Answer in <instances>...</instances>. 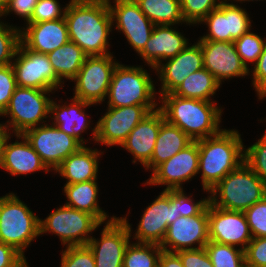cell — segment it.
<instances>
[{"instance_id":"6da1fadb","label":"cell","mask_w":266,"mask_h":267,"mask_svg":"<svg viewBox=\"0 0 266 267\" xmlns=\"http://www.w3.org/2000/svg\"><path fill=\"white\" fill-rule=\"evenodd\" d=\"M64 18L69 40L88 56H104L108 51V35L112 30V15L107 0H71Z\"/></svg>"},{"instance_id":"7a4b0ae2","label":"cell","mask_w":266,"mask_h":267,"mask_svg":"<svg viewBox=\"0 0 266 267\" xmlns=\"http://www.w3.org/2000/svg\"><path fill=\"white\" fill-rule=\"evenodd\" d=\"M237 130L222 129L218 134L196 140L199 169L204 191H209L244 162L245 149Z\"/></svg>"},{"instance_id":"3957f363","label":"cell","mask_w":266,"mask_h":267,"mask_svg":"<svg viewBox=\"0 0 266 267\" xmlns=\"http://www.w3.org/2000/svg\"><path fill=\"white\" fill-rule=\"evenodd\" d=\"M162 111L165 120L180 128L193 141L218 134L222 109L215 101L182 98L168 93L160 95ZM213 102V103H212Z\"/></svg>"},{"instance_id":"277c9868","label":"cell","mask_w":266,"mask_h":267,"mask_svg":"<svg viewBox=\"0 0 266 267\" xmlns=\"http://www.w3.org/2000/svg\"><path fill=\"white\" fill-rule=\"evenodd\" d=\"M208 192L215 207L244 212L266 196V185L244 161Z\"/></svg>"},{"instance_id":"5b68a950","label":"cell","mask_w":266,"mask_h":267,"mask_svg":"<svg viewBox=\"0 0 266 267\" xmlns=\"http://www.w3.org/2000/svg\"><path fill=\"white\" fill-rule=\"evenodd\" d=\"M39 220L14 193L0 197V242L23 256L24 249L40 236Z\"/></svg>"},{"instance_id":"8992f818","label":"cell","mask_w":266,"mask_h":267,"mask_svg":"<svg viewBox=\"0 0 266 267\" xmlns=\"http://www.w3.org/2000/svg\"><path fill=\"white\" fill-rule=\"evenodd\" d=\"M155 87L149 73L142 67L117 64L108 90V107L157 105Z\"/></svg>"},{"instance_id":"52a82bcc","label":"cell","mask_w":266,"mask_h":267,"mask_svg":"<svg viewBox=\"0 0 266 267\" xmlns=\"http://www.w3.org/2000/svg\"><path fill=\"white\" fill-rule=\"evenodd\" d=\"M50 92L52 91L17 86L7 108L0 115H9L11 120L6 122L8 124L2 125L8 130L13 129L12 131L16 135L40 126V122L45 123L46 121L43 119L50 115L52 100L46 96Z\"/></svg>"},{"instance_id":"ba28073f","label":"cell","mask_w":266,"mask_h":267,"mask_svg":"<svg viewBox=\"0 0 266 267\" xmlns=\"http://www.w3.org/2000/svg\"><path fill=\"white\" fill-rule=\"evenodd\" d=\"M101 223L91 214L63 205L44 220H39L40 235L56 234L66 246H85L92 238L88 234ZM67 243V244H66Z\"/></svg>"},{"instance_id":"9c48e42d","label":"cell","mask_w":266,"mask_h":267,"mask_svg":"<svg viewBox=\"0 0 266 267\" xmlns=\"http://www.w3.org/2000/svg\"><path fill=\"white\" fill-rule=\"evenodd\" d=\"M179 217L178 190H163L143 212L134 239L160 245L168 226Z\"/></svg>"},{"instance_id":"30bf717a","label":"cell","mask_w":266,"mask_h":267,"mask_svg":"<svg viewBox=\"0 0 266 267\" xmlns=\"http://www.w3.org/2000/svg\"><path fill=\"white\" fill-rule=\"evenodd\" d=\"M15 57L11 65L17 86L51 91L63 88L47 54L32 51L20 42Z\"/></svg>"},{"instance_id":"8fae6325","label":"cell","mask_w":266,"mask_h":267,"mask_svg":"<svg viewBox=\"0 0 266 267\" xmlns=\"http://www.w3.org/2000/svg\"><path fill=\"white\" fill-rule=\"evenodd\" d=\"M113 60L111 54L88 56L72 80L76 82L73 97L91 104L105 101L114 68L118 64Z\"/></svg>"},{"instance_id":"7c38bea8","label":"cell","mask_w":266,"mask_h":267,"mask_svg":"<svg viewBox=\"0 0 266 267\" xmlns=\"http://www.w3.org/2000/svg\"><path fill=\"white\" fill-rule=\"evenodd\" d=\"M157 105H133L108 107L106 114L93 128L94 141L106 146L120 145L126 140L136 125Z\"/></svg>"},{"instance_id":"4fadbf2b","label":"cell","mask_w":266,"mask_h":267,"mask_svg":"<svg viewBox=\"0 0 266 267\" xmlns=\"http://www.w3.org/2000/svg\"><path fill=\"white\" fill-rule=\"evenodd\" d=\"M23 135L49 170H55L69 155L83 146L77 139L54 125L33 127Z\"/></svg>"},{"instance_id":"5bb4252c","label":"cell","mask_w":266,"mask_h":267,"mask_svg":"<svg viewBox=\"0 0 266 267\" xmlns=\"http://www.w3.org/2000/svg\"><path fill=\"white\" fill-rule=\"evenodd\" d=\"M106 222L100 240L92 237L86 246L92 251L96 267H123L125 250L130 243L131 225L126 216H113Z\"/></svg>"},{"instance_id":"9a60e30c","label":"cell","mask_w":266,"mask_h":267,"mask_svg":"<svg viewBox=\"0 0 266 267\" xmlns=\"http://www.w3.org/2000/svg\"><path fill=\"white\" fill-rule=\"evenodd\" d=\"M199 169V147L192 141L180 152L158 165L145 184L166 185L165 190H181L183 182L189 181Z\"/></svg>"},{"instance_id":"2e32d148","label":"cell","mask_w":266,"mask_h":267,"mask_svg":"<svg viewBox=\"0 0 266 267\" xmlns=\"http://www.w3.org/2000/svg\"><path fill=\"white\" fill-rule=\"evenodd\" d=\"M208 241L209 229L207 205L196 216H179L168 226L165 237L159 246L164 251L176 253L181 250L204 248ZM196 243L198 246L192 247Z\"/></svg>"},{"instance_id":"e0dca14e","label":"cell","mask_w":266,"mask_h":267,"mask_svg":"<svg viewBox=\"0 0 266 267\" xmlns=\"http://www.w3.org/2000/svg\"><path fill=\"white\" fill-rule=\"evenodd\" d=\"M221 2L219 7L211 11L202 21L208 26L207 33L200 40L234 42L250 31L251 22L246 10L240 6Z\"/></svg>"},{"instance_id":"ac0fdd59","label":"cell","mask_w":266,"mask_h":267,"mask_svg":"<svg viewBox=\"0 0 266 267\" xmlns=\"http://www.w3.org/2000/svg\"><path fill=\"white\" fill-rule=\"evenodd\" d=\"M209 240L245 250L252 234L244 212L224 210L208 203Z\"/></svg>"},{"instance_id":"d6986e66","label":"cell","mask_w":266,"mask_h":267,"mask_svg":"<svg viewBox=\"0 0 266 267\" xmlns=\"http://www.w3.org/2000/svg\"><path fill=\"white\" fill-rule=\"evenodd\" d=\"M108 5L112 15V21H116V28L124 33L129 44L134 50L140 54L146 46L154 24L141 11L139 5L135 1L114 0Z\"/></svg>"},{"instance_id":"ffe728a7","label":"cell","mask_w":266,"mask_h":267,"mask_svg":"<svg viewBox=\"0 0 266 267\" xmlns=\"http://www.w3.org/2000/svg\"><path fill=\"white\" fill-rule=\"evenodd\" d=\"M203 52L204 68L222 84V80L243 77L250 70L243 64L233 42L198 40Z\"/></svg>"},{"instance_id":"44dd1931","label":"cell","mask_w":266,"mask_h":267,"mask_svg":"<svg viewBox=\"0 0 266 267\" xmlns=\"http://www.w3.org/2000/svg\"><path fill=\"white\" fill-rule=\"evenodd\" d=\"M166 61L155 68L162 83L161 95L173 93L190 74L204 68L203 52L198 43L188 45Z\"/></svg>"},{"instance_id":"7402d4cb","label":"cell","mask_w":266,"mask_h":267,"mask_svg":"<svg viewBox=\"0 0 266 267\" xmlns=\"http://www.w3.org/2000/svg\"><path fill=\"white\" fill-rule=\"evenodd\" d=\"M164 121V115L159 108L151 111L136 125L121 144V147L134 156L133 163L138 160L145 166L151 160L160 126Z\"/></svg>"},{"instance_id":"603a6c76","label":"cell","mask_w":266,"mask_h":267,"mask_svg":"<svg viewBox=\"0 0 266 267\" xmlns=\"http://www.w3.org/2000/svg\"><path fill=\"white\" fill-rule=\"evenodd\" d=\"M21 30V42L30 50L48 54L69 41L65 18L27 24Z\"/></svg>"},{"instance_id":"cb8c5ba5","label":"cell","mask_w":266,"mask_h":267,"mask_svg":"<svg viewBox=\"0 0 266 267\" xmlns=\"http://www.w3.org/2000/svg\"><path fill=\"white\" fill-rule=\"evenodd\" d=\"M172 28L173 25H155L145 48L139 54L153 69L188 46L187 39Z\"/></svg>"},{"instance_id":"d4e9b609","label":"cell","mask_w":266,"mask_h":267,"mask_svg":"<svg viewBox=\"0 0 266 267\" xmlns=\"http://www.w3.org/2000/svg\"><path fill=\"white\" fill-rule=\"evenodd\" d=\"M17 139L22 138L14 143L8 144L10 137L7 139L4 146L3 165L2 168L9 172L11 175H24L35 171L49 169L42 162L40 156L32 148L29 141L23 134H16Z\"/></svg>"},{"instance_id":"484cf974","label":"cell","mask_w":266,"mask_h":267,"mask_svg":"<svg viewBox=\"0 0 266 267\" xmlns=\"http://www.w3.org/2000/svg\"><path fill=\"white\" fill-rule=\"evenodd\" d=\"M97 149L82 146L69 155L54 171L67 179L66 184L97 180L98 157Z\"/></svg>"},{"instance_id":"4316f807","label":"cell","mask_w":266,"mask_h":267,"mask_svg":"<svg viewBox=\"0 0 266 267\" xmlns=\"http://www.w3.org/2000/svg\"><path fill=\"white\" fill-rule=\"evenodd\" d=\"M94 105L91 103H87L80 99L72 98V103L69 105H61L57 104L52 100L50 104V114L54 119L52 123L54 126L58 127L61 131L69 134L70 136L77 139L82 145L85 146V141L83 137H81V133H83L90 126V120H86L87 117L85 114L84 108ZM55 114V116H53Z\"/></svg>"},{"instance_id":"83f0119b","label":"cell","mask_w":266,"mask_h":267,"mask_svg":"<svg viewBox=\"0 0 266 267\" xmlns=\"http://www.w3.org/2000/svg\"><path fill=\"white\" fill-rule=\"evenodd\" d=\"M192 141L180 128L165 120L160 126L154 152L151 160L144 166L145 169L154 170L158 165L180 152Z\"/></svg>"},{"instance_id":"f1b7e54d","label":"cell","mask_w":266,"mask_h":267,"mask_svg":"<svg viewBox=\"0 0 266 267\" xmlns=\"http://www.w3.org/2000/svg\"><path fill=\"white\" fill-rule=\"evenodd\" d=\"M63 190L69 200L64 205L93 215L101 224L108 219L105 211L98 205L99 190L96 180L65 184Z\"/></svg>"},{"instance_id":"f546056e","label":"cell","mask_w":266,"mask_h":267,"mask_svg":"<svg viewBox=\"0 0 266 267\" xmlns=\"http://www.w3.org/2000/svg\"><path fill=\"white\" fill-rule=\"evenodd\" d=\"M47 55L61 81L64 80L63 78L73 80L88 57L80 47L70 40Z\"/></svg>"},{"instance_id":"4dcf8cb0","label":"cell","mask_w":266,"mask_h":267,"mask_svg":"<svg viewBox=\"0 0 266 267\" xmlns=\"http://www.w3.org/2000/svg\"><path fill=\"white\" fill-rule=\"evenodd\" d=\"M220 85L207 69L202 68L190 74L173 94L182 98L211 101L210 97Z\"/></svg>"},{"instance_id":"1f68e13d","label":"cell","mask_w":266,"mask_h":267,"mask_svg":"<svg viewBox=\"0 0 266 267\" xmlns=\"http://www.w3.org/2000/svg\"><path fill=\"white\" fill-rule=\"evenodd\" d=\"M141 11L154 25L185 23L180 0H138Z\"/></svg>"},{"instance_id":"d6a6232c","label":"cell","mask_w":266,"mask_h":267,"mask_svg":"<svg viewBox=\"0 0 266 267\" xmlns=\"http://www.w3.org/2000/svg\"><path fill=\"white\" fill-rule=\"evenodd\" d=\"M162 250L154 243H129L125 250L123 267H158Z\"/></svg>"},{"instance_id":"836d02e7","label":"cell","mask_w":266,"mask_h":267,"mask_svg":"<svg viewBox=\"0 0 266 267\" xmlns=\"http://www.w3.org/2000/svg\"><path fill=\"white\" fill-rule=\"evenodd\" d=\"M204 248L213 267H242L245 264V252L241 248L211 240Z\"/></svg>"},{"instance_id":"e575fe53","label":"cell","mask_w":266,"mask_h":267,"mask_svg":"<svg viewBox=\"0 0 266 267\" xmlns=\"http://www.w3.org/2000/svg\"><path fill=\"white\" fill-rule=\"evenodd\" d=\"M236 51L240 56L243 64L251 70L247 65V62L255 63L257 62L259 56L263 52L266 40L256 35L253 32H247L243 34L239 39L234 42Z\"/></svg>"},{"instance_id":"d590c367","label":"cell","mask_w":266,"mask_h":267,"mask_svg":"<svg viewBox=\"0 0 266 267\" xmlns=\"http://www.w3.org/2000/svg\"><path fill=\"white\" fill-rule=\"evenodd\" d=\"M21 42V29L0 22V66L12 64Z\"/></svg>"},{"instance_id":"8d00e7d4","label":"cell","mask_w":266,"mask_h":267,"mask_svg":"<svg viewBox=\"0 0 266 267\" xmlns=\"http://www.w3.org/2000/svg\"><path fill=\"white\" fill-rule=\"evenodd\" d=\"M220 1V0H218ZM217 0H180L181 12L186 24H199L221 2ZM218 2V3H216Z\"/></svg>"},{"instance_id":"74e56055","label":"cell","mask_w":266,"mask_h":267,"mask_svg":"<svg viewBox=\"0 0 266 267\" xmlns=\"http://www.w3.org/2000/svg\"><path fill=\"white\" fill-rule=\"evenodd\" d=\"M244 161L266 185V132L245 149Z\"/></svg>"},{"instance_id":"f35d334b","label":"cell","mask_w":266,"mask_h":267,"mask_svg":"<svg viewBox=\"0 0 266 267\" xmlns=\"http://www.w3.org/2000/svg\"><path fill=\"white\" fill-rule=\"evenodd\" d=\"M61 258V267H96L92 251L86 245L67 246Z\"/></svg>"},{"instance_id":"ab89813d","label":"cell","mask_w":266,"mask_h":267,"mask_svg":"<svg viewBox=\"0 0 266 267\" xmlns=\"http://www.w3.org/2000/svg\"><path fill=\"white\" fill-rule=\"evenodd\" d=\"M252 237H266V196L244 211Z\"/></svg>"},{"instance_id":"60d3db41","label":"cell","mask_w":266,"mask_h":267,"mask_svg":"<svg viewBox=\"0 0 266 267\" xmlns=\"http://www.w3.org/2000/svg\"><path fill=\"white\" fill-rule=\"evenodd\" d=\"M61 8L57 0H39L35 6L31 20L27 24L54 21L63 18L65 8L64 10Z\"/></svg>"},{"instance_id":"b9f144b4","label":"cell","mask_w":266,"mask_h":267,"mask_svg":"<svg viewBox=\"0 0 266 267\" xmlns=\"http://www.w3.org/2000/svg\"><path fill=\"white\" fill-rule=\"evenodd\" d=\"M16 87L12 65L0 66V115L7 108Z\"/></svg>"},{"instance_id":"7bdbcfd3","label":"cell","mask_w":266,"mask_h":267,"mask_svg":"<svg viewBox=\"0 0 266 267\" xmlns=\"http://www.w3.org/2000/svg\"><path fill=\"white\" fill-rule=\"evenodd\" d=\"M244 252L246 264L266 267V237H253Z\"/></svg>"},{"instance_id":"ee69618b","label":"cell","mask_w":266,"mask_h":267,"mask_svg":"<svg viewBox=\"0 0 266 267\" xmlns=\"http://www.w3.org/2000/svg\"><path fill=\"white\" fill-rule=\"evenodd\" d=\"M254 69L250 71L253 77V86L257 92V95H259L258 99H263L266 97V43L265 47L263 49V52L259 56Z\"/></svg>"},{"instance_id":"f6af8a7d","label":"cell","mask_w":266,"mask_h":267,"mask_svg":"<svg viewBox=\"0 0 266 267\" xmlns=\"http://www.w3.org/2000/svg\"><path fill=\"white\" fill-rule=\"evenodd\" d=\"M209 203V197L194 202L188 198L183 189L178 190V210L179 216L192 217L198 215Z\"/></svg>"},{"instance_id":"bcb514c9","label":"cell","mask_w":266,"mask_h":267,"mask_svg":"<svg viewBox=\"0 0 266 267\" xmlns=\"http://www.w3.org/2000/svg\"><path fill=\"white\" fill-rule=\"evenodd\" d=\"M184 267H213L205 248L176 252Z\"/></svg>"},{"instance_id":"7dc6e473","label":"cell","mask_w":266,"mask_h":267,"mask_svg":"<svg viewBox=\"0 0 266 267\" xmlns=\"http://www.w3.org/2000/svg\"><path fill=\"white\" fill-rule=\"evenodd\" d=\"M0 267H29L25 256L13 246L0 242Z\"/></svg>"},{"instance_id":"c3c4849f","label":"cell","mask_w":266,"mask_h":267,"mask_svg":"<svg viewBox=\"0 0 266 267\" xmlns=\"http://www.w3.org/2000/svg\"><path fill=\"white\" fill-rule=\"evenodd\" d=\"M39 0H9V3L0 14L5 16L10 12H14L16 15L24 18L27 23L31 20L36 4Z\"/></svg>"},{"instance_id":"681fc988","label":"cell","mask_w":266,"mask_h":267,"mask_svg":"<svg viewBox=\"0 0 266 267\" xmlns=\"http://www.w3.org/2000/svg\"><path fill=\"white\" fill-rule=\"evenodd\" d=\"M158 267H184L177 253L162 250L159 256Z\"/></svg>"},{"instance_id":"f907efd6","label":"cell","mask_w":266,"mask_h":267,"mask_svg":"<svg viewBox=\"0 0 266 267\" xmlns=\"http://www.w3.org/2000/svg\"><path fill=\"white\" fill-rule=\"evenodd\" d=\"M8 129L0 123V168L3 165L4 146L7 139L10 137Z\"/></svg>"},{"instance_id":"816d5d0a","label":"cell","mask_w":266,"mask_h":267,"mask_svg":"<svg viewBox=\"0 0 266 267\" xmlns=\"http://www.w3.org/2000/svg\"><path fill=\"white\" fill-rule=\"evenodd\" d=\"M8 3L9 0H0V14L3 12Z\"/></svg>"},{"instance_id":"f5cc1de1","label":"cell","mask_w":266,"mask_h":267,"mask_svg":"<svg viewBox=\"0 0 266 267\" xmlns=\"http://www.w3.org/2000/svg\"><path fill=\"white\" fill-rule=\"evenodd\" d=\"M229 1H230V0H229ZM234 1H235V0H234ZM237 1H238V2H239V1H240V2H243V1H244V2H245V1H253V0H236V2H237Z\"/></svg>"},{"instance_id":"db71d44e","label":"cell","mask_w":266,"mask_h":267,"mask_svg":"<svg viewBox=\"0 0 266 267\" xmlns=\"http://www.w3.org/2000/svg\"><path fill=\"white\" fill-rule=\"evenodd\" d=\"M242 267H253V266H250V265L245 263Z\"/></svg>"}]
</instances>
